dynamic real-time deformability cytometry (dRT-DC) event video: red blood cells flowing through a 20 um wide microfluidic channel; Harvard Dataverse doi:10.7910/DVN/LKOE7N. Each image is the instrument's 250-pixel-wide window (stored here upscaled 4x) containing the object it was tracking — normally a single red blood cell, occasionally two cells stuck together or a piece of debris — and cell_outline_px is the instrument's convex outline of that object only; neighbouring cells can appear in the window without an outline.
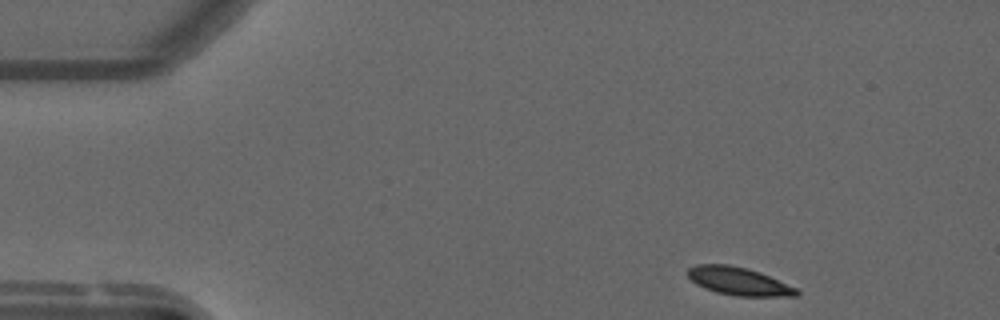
{"species": "common noctule bat (a hibernating species)", "species_latin": "Nyctalus noctula", "temperature_condition": "warm", "stored_images_in_passage": 11, "camera_frame_rate_fps": 3000, "um_per_image_px": 0.085, "animal": {"sex": "male", "forearm_length_mm": 52.5}, "frame": {"image": 1, "passage_image": 1, "time_ms": 0.0, "image_size_px": [1000, 320], "cell_outline_px": [[800, 292], [796, 296], [736, 296], [716, 292], [704, 288], [696, 284], [688, 276], [688, 268], [696, 264], [728, 264], [748, 268], [760, 272], [796, 288]], "centroid_in_image_um": [62.77, 23.9], "position_along_channel_um": 22.2, "area_um2": 17.69}}